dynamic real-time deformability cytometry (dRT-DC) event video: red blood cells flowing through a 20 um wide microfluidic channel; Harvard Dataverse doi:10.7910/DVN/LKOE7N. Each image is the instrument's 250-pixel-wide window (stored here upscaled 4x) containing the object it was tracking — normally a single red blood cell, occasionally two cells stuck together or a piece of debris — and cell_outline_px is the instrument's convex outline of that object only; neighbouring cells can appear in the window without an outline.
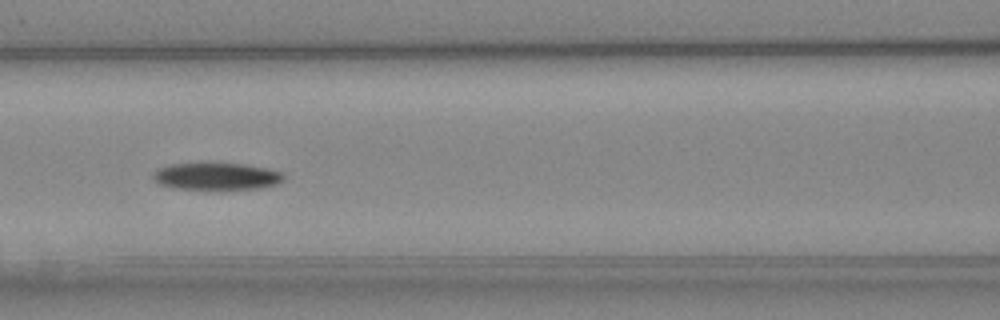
{"species": "Egyptian fruit bat (a non-hibernating species)", "species_latin": "Rousettus aegyptiacus", "temperature_condition": "cold", "stored_images_in_passage": 7, "camera_frame_rate_fps": 3000, "um_per_image_px": 0.085, "animal": {"sex": "female"}, "frame": {"image": 1, "passage_image": 7, "time_ms": 7.0, "image_size_px": [1000, 320], "cell_outline_px": [[284, 180], [276, 184], [260, 188], [172, 188], [160, 184], [152, 176], [160, 168], [172, 164], [244, 164], [268, 168], [284, 172]], "centroid_in_image_um": [18.48, 14.98], "position_along_channel_um": 148.1, "area_um2": 20.0}}